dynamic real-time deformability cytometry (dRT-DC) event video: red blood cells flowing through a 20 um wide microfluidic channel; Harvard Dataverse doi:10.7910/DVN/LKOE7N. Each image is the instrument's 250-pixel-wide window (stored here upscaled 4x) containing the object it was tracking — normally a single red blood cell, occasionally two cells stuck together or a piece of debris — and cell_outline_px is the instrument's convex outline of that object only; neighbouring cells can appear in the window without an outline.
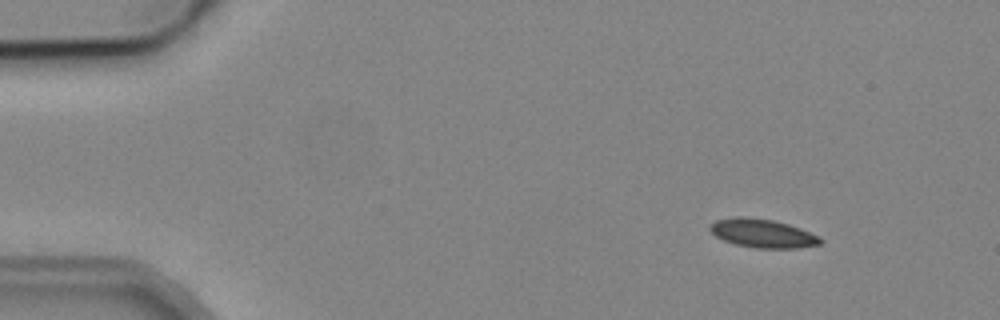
{"species": "common noctule bat (a hibernating species)", "species_latin": "Nyctalus noctula", "temperature_condition": "cold", "stored_images_in_passage": 4, "camera_frame_rate_fps": 3000, "um_per_image_px": 0.085, "animal": {"sex": "male", "body_mass_g": 19.2, "forearm_length_mm": 51.8}, "frame": {"image": 1, "passage_image": 1, "time_ms": 0.0, "image_size_px": [1000, 320], "cell_outline_px": [[824, 240], [820, 244], [796, 248], [756, 248], [736, 244], [724, 240], [716, 236], [708, 228], [708, 224], [716, 220], [736, 216], [744, 216], [772, 220], [788, 224], [800, 228], [820, 236]], "centroid_in_image_um": [64.81, 19.82], "position_along_channel_um": 20.2, "area_um2": 18.44}}
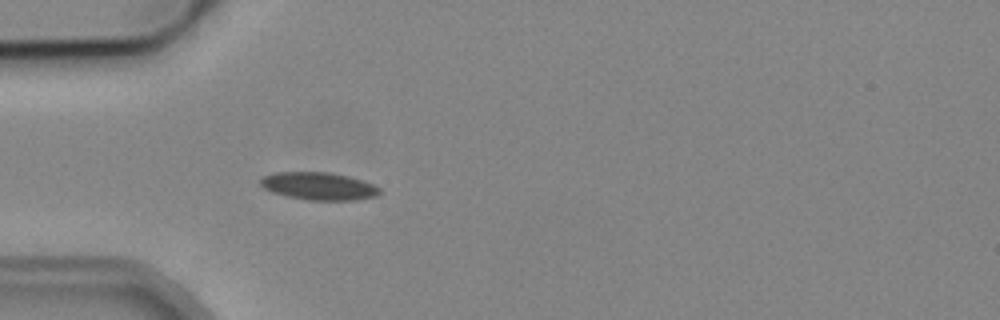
{"frame": {"image": 2, "passage_image": 4, "time_ms": 3.333, "image_size_px": [1000, 320], "cell_outline_px": [[380, 192], [376, 196], [356, 200], [308, 200], [288, 196], [272, 192], [264, 188], [260, 184], [260, 180], [264, 176], [276, 172], [328, 172], [348, 176], [372, 184], [380, 188]], "centroid_in_image_um": [27.08, 15.82], "position_along_channel_um": 57.9, "area_um2": 19.02}}